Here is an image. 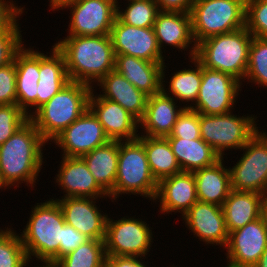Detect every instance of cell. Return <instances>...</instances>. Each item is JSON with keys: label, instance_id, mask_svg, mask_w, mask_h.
Masks as SVG:
<instances>
[{"label": "cell", "instance_id": "6da1fadb", "mask_svg": "<svg viewBox=\"0 0 267 267\" xmlns=\"http://www.w3.org/2000/svg\"><path fill=\"white\" fill-rule=\"evenodd\" d=\"M46 144L29 119L0 145V178L9 191L13 187L19 189L22 183L33 189L38 184L39 173L47 163L43 156Z\"/></svg>", "mask_w": 267, "mask_h": 267}, {"label": "cell", "instance_id": "7a4b0ae2", "mask_svg": "<svg viewBox=\"0 0 267 267\" xmlns=\"http://www.w3.org/2000/svg\"><path fill=\"white\" fill-rule=\"evenodd\" d=\"M53 45L65 59L68 78L94 87L115 69V52L110 35H66ZM61 39V40H60Z\"/></svg>", "mask_w": 267, "mask_h": 267}, {"label": "cell", "instance_id": "3957f363", "mask_svg": "<svg viewBox=\"0 0 267 267\" xmlns=\"http://www.w3.org/2000/svg\"><path fill=\"white\" fill-rule=\"evenodd\" d=\"M49 199L31 207L28 221L19 233L27 257L31 261L59 259V246L65 220L58 202L50 197Z\"/></svg>", "mask_w": 267, "mask_h": 267}, {"label": "cell", "instance_id": "277c9868", "mask_svg": "<svg viewBox=\"0 0 267 267\" xmlns=\"http://www.w3.org/2000/svg\"><path fill=\"white\" fill-rule=\"evenodd\" d=\"M92 89L84 83L70 81L30 117L50 146L58 134L89 108Z\"/></svg>", "mask_w": 267, "mask_h": 267}, {"label": "cell", "instance_id": "5b68a950", "mask_svg": "<svg viewBox=\"0 0 267 267\" xmlns=\"http://www.w3.org/2000/svg\"><path fill=\"white\" fill-rule=\"evenodd\" d=\"M252 38L246 27L209 37L197 44L195 58L203 67L230 74L242 83Z\"/></svg>", "mask_w": 267, "mask_h": 267}, {"label": "cell", "instance_id": "8992f818", "mask_svg": "<svg viewBox=\"0 0 267 267\" xmlns=\"http://www.w3.org/2000/svg\"><path fill=\"white\" fill-rule=\"evenodd\" d=\"M158 182L153 177L146 151L144 135L137 139L119 141L117 176L113 187V202L125 194L154 200ZM123 195V196H122Z\"/></svg>", "mask_w": 267, "mask_h": 267}, {"label": "cell", "instance_id": "52a82bcc", "mask_svg": "<svg viewBox=\"0 0 267 267\" xmlns=\"http://www.w3.org/2000/svg\"><path fill=\"white\" fill-rule=\"evenodd\" d=\"M235 112L231 111L219 115L200 113L201 138L221 158L227 155V151H231V154L233 150L239 151L261 128V126H257L259 125L257 124L259 122L257 115L247 113V115L241 116L239 112L238 115Z\"/></svg>", "mask_w": 267, "mask_h": 267}, {"label": "cell", "instance_id": "ba28073f", "mask_svg": "<svg viewBox=\"0 0 267 267\" xmlns=\"http://www.w3.org/2000/svg\"><path fill=\"white\" fill-rule=\"evenodd\" d=\"M196 44L245 27L246 0H195L191 9Z\"/></svg>", "mask_w": 267, "mask_h": 267}, {"label": "cell", "instance_id": "9c48e42d", "mask_svg": "<svg viewBox=\"0 0 267 267\" xmlns=\"http://www.w3.org/2000/svg\"><path fill=\"white\" fill-rule=\"evenodd\" d=\"M106 222V256L146 257L153 244L155 234L147 221L135 216H124L117 220L110 217ZM154 233V234H153Z\"/></svg>", "mask_w": 267, "mask_h": 267}, {"label": "cell", "instance_id": "30bf717a", "mask_svg": "<svg viewBox=\"0 0 267 267\" xmlns=\"http://www.w3.org/2000/svg\"><path fill=\"white\" fill-rule=\"evenodd\" d=\"M239 160L229 166L231 187L236 191H251L267 198V132L257 133L239 150Z\"/></svg>", "mask_w": 267, "mask_h": 267}, {"label": "cell", "instance_id": "8fae6325", "mask_svg": "<svg viewBox=\"0 0 267 267\" xmlns=\"http://www.w3.org/2000/svg\"><path fill=\"white\" fill-rule=\"evenodd\" d=\"M69 10L67 35H110L116 19L117 0H71L58 8Z\"/></svg>", "mask_w": 267, "mask_h": 267}, {"label": "cell", "instance_id": "7c38bea8", "mask_svg": "<svg viewBox=\"0 0 267 267\" xmlns=\"http://www.w3.org/2000/svg\"><path fill=\"white\" fill-rule=\"evenodd\" d=\"M244 83L230 74L202 66V81L196 102L190 108L204 115L234 111ZM243 85V86H242ZM239 95V96H238ZM235 107V108H234Z\"/></svg>", "mask_w": 267, "mask_h": 267}, {"label": "cell", "instance_id": "4fadbf2b", "mask_svg": "<svg viewBox=\"0 0 267 267\" xmlns=\"http://www.w3.org/2000/svg\"><path fill=\"white\" fill-rule=\"evenodd\" d=\"M110 141L102 124L88 108L76 121L58 134L51 142L64 157H82Z\"/></svg>", "mask_w": 267, "mask_h": 267}, {"label": "cell", "instance_id": "5bb4252c", "mask_svg": "<svg viewBox=\"0 0 267 267\" xmlns=\"http://www.w3.org/2000/svg\"><path fill=\"white\" fill-rule=\"evenodd\" d=\"M267 247V225L263 215L229 233L226 264L221 267H253ZM227 251V252H226Z\"/></svg>", "mask_w": 267, "mask_h": 267}, {"label": "cell", "instance_id": "9a60e30c", "mask_svg": "<svg viewBox=\"0 0 267 267\" xmlns=\"http://www.w3.org/2000/svg\"><path fill=\"white\" fill-rule=\"evenodd\" d=\"M110 38L115 55H130L149 62H165L153 27L141 28L121 22L117 17Z\"/></svg>", "mask_w": 267, "mask_h": 267}, {"label": "cell", "instance_id": "2e32d148", "mask_svg": "<svg viewBox=\"0 0 267 267\" xmlns=\"http://www.w3.org/2000/svg\"><path fill=\"white\" fill-rule=\"evenodd\" d=\"M62 210L65 223L73 226L89 239L105 240L108 213L97 203L107 198L66 197L55 198ZM98 200V201H97ZM97 201V202H96ZM103 212V213H102Z\"/></svg>", "mask_w": 267, "mask_h": 267}, {"label": "cell", "instance_id": "e0dca14e", "mask_svg": "<svg viewBox=\"0 0 267 267\" xmlns=\"http://www.w3.org/2000/svg\"><path fill=\"white\" fill-rule=\"evenodd\" d=\"M187 230L206 246L223 247L228 243L229 233L225 224L223 208L216 204L197 201L182 217Z\"/></svg>", "mask_w": 267, "mask_h": 267}, {"label": "cell", "instance_id": "ac0fdd59", "mask_svg": "<svg viewBox=\"0 0 267 267\" xmlns=\"http://www.w3.org/2000/svg\"><path fill=\"white\" fill-rule=\"evenodd\" d=\"M97 90V87H93L90 93L89 109L98 118L109 139L117 141L137 139L139 121L119 103L99 96Z\"/></svg>", "mask_w": 267, "mask_h": 267}, {"label": "cell", "instance_id": "d6986e66", "mask_svg": "<svg viewBox=\"0 0 267 267\" xmlns=\"http://www.w3.org/2000/svg\"><path fill=\"white\" fill-rule=\"evenodd\" d=\"M197 201L193 172L181 171L158 182L153 204L159 202L161 215L169 216L173 212L180 213L182 218Z\"/></svg>", "mask_w": 267, "mask_h": 267}, {"label": "cell", "instance_id": "ffe728a7", "mask_svg": "<svg viewBox=\"0 0 267 267\" xmlns=\"http://www.w3.org/2000/svg\"><path fill=\"white\" fill-rule=\"evenodd\" d=\"M54 177L55 186L61 188L66 197L109 198V195L98 185L81 157H64Z\"/></svg>", "mask_w": 267, "mask_h": 267}, {"label": "cell", "instance_id": "44dd1931", "mask_svg": "<svg viewBox=\"0 0 267 267\" xmlns=\"http://www.w3.org/2000/svg\"><path fill=\"white\" fill-rule=\"evenodd\" d=\"M153 28L162 53H166L164 47L169 46L171 50L184 51L183 54L186 51L188 58L195 57L197 44L193 37L190 13L160 11Z\"/></svg>", "mask_w": 267, "mask_h": 267}, {"label": "cell", "instance_id": "7402d4cb", "mask_svg": "<svg viewBox=\"0 0 267 267\" xmlns=\"http://www.w3.org/2000/svg\"><path fill=\"white\" fill-rule=\"evenodd\" d=\"M38 49V50H36ZM24 45L15 55L17 105L30 118L37 111L39 48Z\"/></svg>", "mask_w": 267, "mask_h": 267}, {"label": "cell", "instance_id": "603a6c76", "mask_svg": "<svg viewBox=\"0 0 267 267\" xmlns=\"http://www.w3.org/2000/svg\"><path fill=\"white\" fill-rule=\"evenodd\" d=\"M172 97L163 91L148 97L143 118L139 121V135L167 137L170 135L178 115L183 111Z\"/></svg>", "mask_w": 267, "mask_h": 267}, {"label": "cell", "instance_id": "cb8c5ba5", "mask_svg": "<svg viewBox=\"0 0 267 267\" xmlns=\"http://www.w3.org/2000/svg\"><path fill=\"white\" fill-rule=\"evenodd\" d=\"M102 89L99 96L119 103L140 121L145 113L148 95L138 90L115 69L104 76L94 87Z\"/></svg>", "mask_w": 267, "mask_h": 267}, {"label": "cell", "instance_id": "d4e9b609", "mask_svg": "<svg viewBox=\"0 0 267 267\" xmlns=\"http://www.w3.org/2000/svg\"><path fill=\"white\" fill-rule=\"evenodd\" d=\"M165 62H149L130 55H115V70L148 96L162 91Z\"/></svg>", "mask_w": 267, "mask_h": 267}, {"label": "cell", "instance_id": "484cf974", "mask_svg": "<svg viewBox=\"0 0 267 267\" xmlns=\"http://www.w3.org/2000/svg\"><path fill=\"white\" fill-rule=\"evenodd\" d=\"M188 60L189 64L186 66L189 68L184 67L178 71L176 70L170 74L172 75L169 76L170 79L165 77L167 75L165 71L169 70L165 63L162 69V91L175 101L178 102L179 100V104H183V108H191L194 105L202 81V64L195 57L189 58ZM166 78L170 81L168 82ZM165 83H169L167 84L168 86Z\"/></svg>", "mask_w": 267, "mask_h": 267}, {"label": "cell", "instance_id": "4316f807", "mask_svg": "<svg viewBox=\"0 0 267 267\" xmlns=\"http://www.w3.org/2000/svg\"><path fill=\"white\" fill-rule=\"evenodd\" d=\"M51 48L46 54L39 51L37 110L70 82L63 55L54 45Z\"/></svg>", "mask_w": 267, "mask_h": 267}, {"label": "cell", "instance_id": "83f0119b", "mask_svg": "<svg viewBox=\"0 0 267 267\" xmlns=\"http://www.w3.org/2000/svg\"><path fill=\"white\" fill-rule=\"evenodd\" d=\"M266 201L260 193L232 189L222 206L228 233L260 218Z\"/></svg>", "mask_w": 267, "mask_h": 267}, {"label": "cell", "instance_id": "f1b7e54d", "mask_svg": "<svg viewBox=\"0 0 267 267\" xmlns=\"http://www.w3.org/2000/svg\"><path fill=\"white\" fill-rule=\"evenodd\" d=\"M221 158L214 165L193 171L197 199L200 202L223 206L232 191L229 168Z\"/></svg>", "mask_w": 267, "mask_h": 267}, {"label": "cell", "instance_id": "f546056e", "mask_svg": "<svg viewBox=\"0 0 267 267\" xmlns=\"http://www.w3.org/2000/svg\"><path fill=\"white\" fill-rule=\"evenodd\" d=\"M118 156L119 141L110 140L81 157L95 181L109 195L111 202H113V187L117 176Z\"/></svg>", "mask_w": 267, "mask_h": 267}, {"label": "cell", "instance_id": "4dcf8cb0", "mask_svg": "<svg viewBox=\"0 0 267 267\" xmlns=\"http://www.w3.org/2000/svg\"><path fill=\"white\" fill-rule=\"evenodd\" d=\"M182 171L193 172L214 165L220 155L202 138H167Z\"/></svg>", "mask_w": 267, "mask_h": 267}, {"label": "cell", "instance_id": "1f68e13d", "mask_svg": "<svg viewBox=\"0 0 267 267\" xmlns=\"http://www.w3.org/2000/svg\"><path fill=\"white\" fill-rule=\"evenodd\" d=\"M144 149L151 173L157 182L182 171L166 137L144 135Z\"/></svg>", "mask_w": 267, "mask_h": 267}, {"label": "cell", "instance_id": "d6a6232c", "mask_svg": "<svg viewBox=\"0 0 267 267\" xmlns=\"http://www.w3.org/2000/svg\"><path fill=\"white\" fill-rule=\"evenodd\" d=\"M105 259L104 240L89 239L56 262L60 267H105Z\"/></svg>", "mask_w": 267, "mask_h": 267}, {"label": "cell", "instance_id": "836d02e7", "mask_svg": "<svg viewBox=\"0 0 267 267\" xmlns=\"http://www.w3.org/2000/svg\"><path fill=\"white\" fill-rule=\"evenodd\" d=\"M124 8L117 1L116 17L123 23L135 27H153L160 12L155 0H123Z\"/></svg>", "mask_w": 267, "mask_h": 267}, {"label": "cell", "instance_id": "e575fe53", "mask_svg": "<svg viewBox=\"0 0 267 267\" xmlns=\"http://www.w3.org/2000/svg\"><path fill=\"white\" fill-rule=\"evenodd\" d=\"M11 225L0 228V267H26L29 259L25 247L20 234Z\"/></svg>", "mask_w": 267, "mask_h": 267}, {"label": "cell", "instance_id": "d590c367", "mask_svg": "<svg viewBox=\"0 0 267 267\" xmlns=\"http://www.w3.org/2000/svg\"><path fill=\"white\" fill-rule=\"evenodd\" d=\"M246 80V81H245ZM244 83L267 88V39L253 37Z\"/></svg>", "mask_w": 267, "mask_h": 267}, {"label": "cell", "instance_id": "8d00e7d4", "mask_svg": "<svg viewBox=\"0 0 267 267\" xmlns=\"http://www.w3.org/2000/svg\"><path fill=\"white\" fill-rule=\"evenodd\" d=\"M245 27L253 37L267 39V0H246Z\"/></svg>", "mask_w": 267, "mask_h": 267}, {"label": "cell", "instance_id": "74e56055", "mask_svg": "<svg viewBox=\"0 0 267 267\" xmlns=\"http://www.w3.org/2000/svg\"><path fill=\"white\" fill-rule=\"evenodd\" d=\"M20 18L7 30L0 33V68L14 61L16 53L25 45ZM24 40V41H23Z\"/></svg>", "mask_w": 267, "mask_h": 267}, {"label": "cell", "instance_id": "f35d334b", "mask_svg": "<svg viewBox=\"0 0 267 267\" xmlns=\"http://www.w3.org/2000/svg\"><path fill=\"white\" fill-rule=\"evenodd\" d=\"M30 118L17 104L0 105V145Z\"/></svg>", "mask_w": 267, "mask_h": 267}, {"label": "cell", "instance_id": "ab89813d", "mask_svg": "<svg viewBox=\"0 0 267 267\" xmlns=\"http://www.w3.org/2000/svg\"><path fill=\"white\" fill-rule=\"evenodd\" d=\"M166 138L200 139V113L184 108L178 115L170 135Z\"/></svg>", "mask_w": 267, "mask_h": 267}, {"label": "cell", "instance_id": "60d3db41", "mask_svg": "<svg viewBox=\"0 0 267 267\" xmlns=\"http://www.w3.org/2000/svg\"><path fill=\"white\" fill-rule=\"evenodd\" d=\"M17 104L16 63L0 68V105Z\"/></svg>", "mask_w": 267, "mask_h": 267}, {"label": "cell", "instance_id": "b9f144b4", "mask_svg": "<svg viewBox=\"0 0 267 267\" xmlns=\"http://www.w3.org/2000/svg\"><path fill=\"white\" fill-rule=\"evenodd\" d=\"M15 2V0H0V33L7 31L22 14L24 16L25 5L19 6Z\"/></svg>", "mask_w": 267, "mask_h": 267}, {"label": "cell", "instance_id": "7bdbcfd3", "mask_svg": "<svg viewBox=\"0 0 267 267\" xmlns=\"http://www.w3.org/2000/svg\"><path fill=\"white\" fill-rule=\"evenodd\" d=\"M89 238L78 232L73 226L65 223L62 227V241L59 246V258L74 251L77 247L88 241Z\"/></svg>", "mask_w": 267, "mask_h": 267}, {"label": "cell", "instance_id": "ee69618b", "mask_svg": "<svg viewBox=\"0 0 267 267\" xmlns=\"http://www.w3.org/2000/svg\"><path fill=\"white\" fill-rule=\"evenodd\" d=\"M145 259L147 260L140 257L106 256L105 267H151Z\"/></svg>", "mask_w": 267, "mask_h": 267}, {"label": "cell", "instance_id": "f6af8a7d", "mask_svg": "<svg viewBox=\"0 0 267 267\" xmlns=\"http://www.w3.org/2000/svg\"><path fill=\"white\" fill-rule=\"evenodd\" d=\"M195 0H155L162 12L190 13Z\"/></svg>", "mask_w": 267, "mask_h": 267}, {"label": "cell", "instance_id": "bcb514c9", "mask_svg": "<svg viewBox=\"0 0 267 267\" xmlns=\"http://www.w3.org/2000/svg\"><path fill=\"white\" fill-rule=\"evenodd\" d=\"M49 1V10L54 11V13L57 12L58 8L62 6L64 3L71 1V0H48ZM56 11V12H55Z\"/></svg>", "mask_w": 267, "mask_h": 267}, {"label": "cell", "instance_id": "7dc6e473", "mask_svg": "<svg viewBox=\"0 0 267 267\" xmlns=\"http://www.w3.org/2000/svg\"><path fill=\"white\" fill-rule=\"evenodd\" d=\"M31 262L33 263V261L28 260L26 267H28V266L30 267ZM40 263L42 265L41 264L38 265V263H37L36 264L37 266L34 265V267H60L56 261H40Z\"/></svg>", "mask_w": 267, "mask_h": 267}, {"label": "cell", "instance_id": "c3c4849f", "mask_svg": "<svg viewBox=\"0 0 267 267\" xmlns=\"http://www.w3.org/2000/svg\"><path fill=\"white\" fill-rule=\"evenodd\" d=\"M253 267H267V247Z\"/></svg>", "mask_w": 267, "mask_h": 267}, {"label": "cell", "instance_id": "681fc988", "mask_svg": "<svg viewBox=\"0 0 267 267\" xmlns=\"http://www.w3.org/2000/svg\"><path fill=\"white\" fill-rule=\"evenodd\" d=\"M262 215H263L265 222H266V225H267V201L265 202Z\"/></svg>", "mask_w": 267, "mask_h": 267}, {"label": "cell", "instance_id": "f907efd6", "mask_svg": "<svg viewBox=\"0 0 267 267\" xmlns=\"http://www.w3.org/2000/svg\"><path fill=\"white\" fill-rule=\"evenodd\" d=\"M7 188H6V186L4 185V183L1 181V178H0V190H4V192H5V190H6Z\"/></svg>", "mask_w": 267, "mask_h": 267}, {"label": "cell", "instance_id": "816d5d0a", "mask_svg": "<svg viewBox=\"0 0 267 267\" xmlns=\"http://www.w3.org/2000/svg\"><path fill=\"white\" fill-rule=\"evenodd\" d=\"M170 266H171V267H178L177 265L175 266L174 264H173V265H170ZM170 266H169V267H170ZM167 267H168V266H167ZM179 267H180V266H179Z\"/></svg>", "mask_w": 267, "mask_h": 267}]
</instances>
